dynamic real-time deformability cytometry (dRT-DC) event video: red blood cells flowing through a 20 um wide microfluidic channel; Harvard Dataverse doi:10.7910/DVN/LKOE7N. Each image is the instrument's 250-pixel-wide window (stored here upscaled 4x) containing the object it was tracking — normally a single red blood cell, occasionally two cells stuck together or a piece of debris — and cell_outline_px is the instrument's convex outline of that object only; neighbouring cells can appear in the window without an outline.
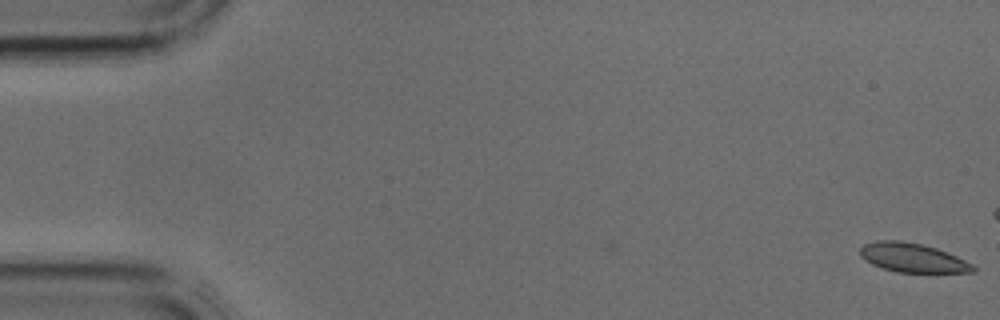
{"species": "common noctule bat (a hibernating species)", "species_latin": "Nyctalus noctula", "temperature_condition": "cold", "stored_images_in_passage": 2, "camera_frame_rate_fps": 3000, "um_per_image_px": 0.085, "animal": {"sex": "male", "body_mass_g": 17.9, "forearm_length_mm": 54.2}, "frame": {"image": 1, "passage_image": 2, "time_ms": 0.333, "image_size_px": [1000, 320], "cell_outline_px": [[976, 268], [972, 272], [896, 272], [872, 264], [864, 260], [860, 256], [860, 248], [864, 244], [876, 240], [900, 240], [920, 244], [936, 248], [956, 256], [972, 264]], "centroid_in_image_um": [77.52, 21.9], "position_along_channel_um": 7.5, "area_um2": 18.96}}